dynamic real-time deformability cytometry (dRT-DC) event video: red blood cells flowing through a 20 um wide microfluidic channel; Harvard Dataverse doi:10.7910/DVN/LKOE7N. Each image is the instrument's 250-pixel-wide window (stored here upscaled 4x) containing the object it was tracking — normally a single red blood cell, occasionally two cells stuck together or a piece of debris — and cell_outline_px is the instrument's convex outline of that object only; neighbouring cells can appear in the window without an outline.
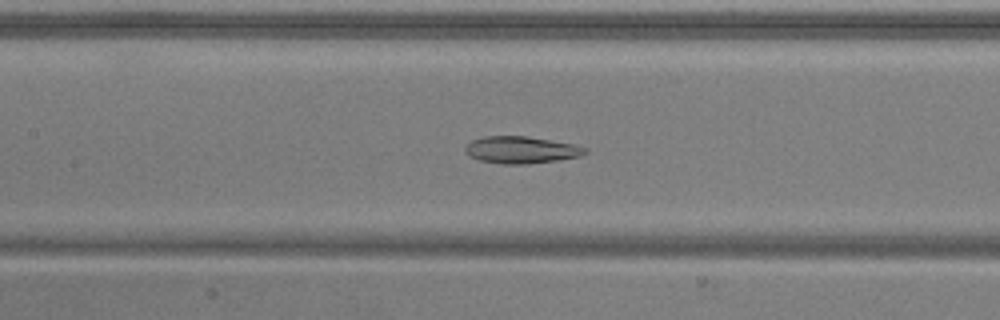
{"species": "common noctule bat (a hibernating species)", "species_latin": "Nyctalus noctula", "temperature_condition": "warm", "stored_images_in_passage": 46, "camera_frame_rate_fps": 3000, "um_per_image_px": 0.085, "animal": {"sex": "male", "body_mass_g": 20.5, "forearm_length_mm": 52.5}, "frame": {"image": 1, "passage_image": 24, "time_ms": 7.667, "image_size_px": [1000, 320], "cell_outline_px": [[588, 152], [580, 156], [556, 160], [528, 164], [504, 164], [480, 160], [468, 156], [464, 152], [464, 148], [472, 140], [484, 136], [528, 136], [576, 144], [588, 148]], "centroid_in_image_um": [44.31, 12.73], "position_along_channel_um": 163.1, "area_um2": 19.02}}
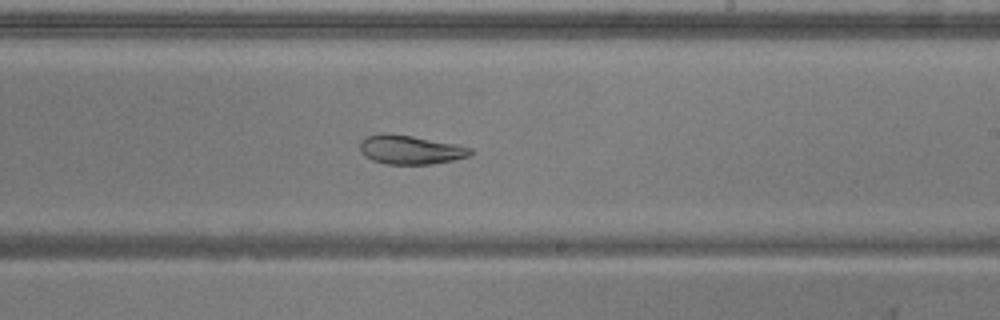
{"frame": {"image": 2, "passage_image": 31, "time_ms": 10.0, "image_size_px": [1000, 320], "cell_outline_px": [[472, 152], [468, 156], [452, 160], [432, 164], [388, 164], [372, 160], [364, 156], [360, 152], [360, 140], [364, 136], [384, 132], [412, 136], [456, 144], [472, 148]], "centroid_in_image_um": [34.82, 12.71], "position_along_channel_um": 254.2, "area_um2": 18.73}}
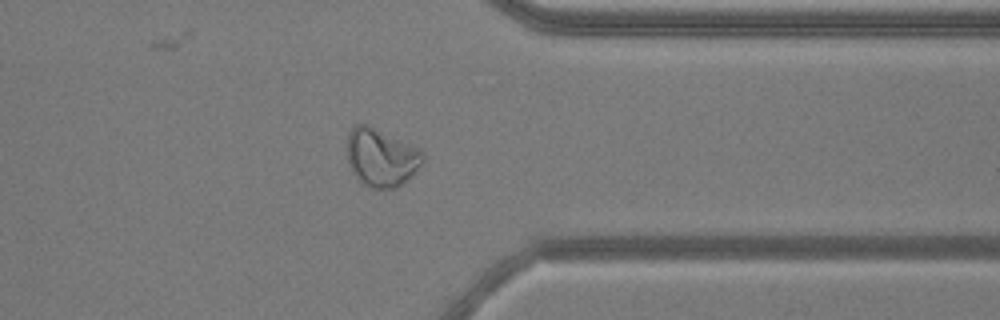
{"frame": {"image": 3, "passage_image": 41, "time_ms": 13.333, "image_size_px": [1000, 320], "cell_outline_px": [[424, 160], [416, 172], [408, 180], [396, 188], [372, 188], [364, 184], [352, 172], [348, 160], [348, 132], [356, 124], [368, 124], [420, 148], [424, 152]], "centroid_in_image_um": [32.44, 13.38], "position_along_channel_um": 379.0, "area_um2": 25.72}, "authors_computed_cell_mechanics": {"area_um2": 23.0622, "velocity_mm_per_s": 3.903, "shape_relaxation_time_tau1_ms": null, "shape_relaxation_time_tau2_ms": 3.5668, "deformation_change_tau1": null, "deformation_change_tau2": 0.0737}}